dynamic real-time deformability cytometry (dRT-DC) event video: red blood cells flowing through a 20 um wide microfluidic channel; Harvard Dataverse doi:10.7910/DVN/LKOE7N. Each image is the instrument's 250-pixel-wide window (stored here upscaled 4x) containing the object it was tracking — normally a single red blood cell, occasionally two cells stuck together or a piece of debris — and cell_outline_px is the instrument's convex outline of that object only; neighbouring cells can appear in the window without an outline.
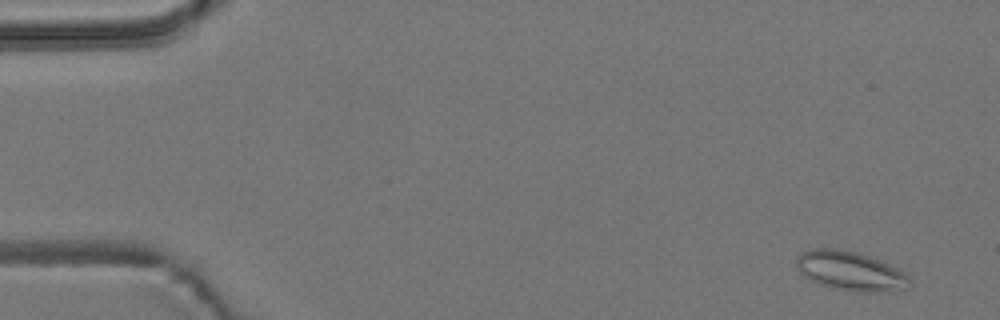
{"species": "common noctule bat (a hibernating species)", "species_latin": "Nyctalus noctula", "temperature_condition": "room temperature", "stored_images_in_passage": 57, "camera_frame_rate_fps": 3000, "um_per_image_px": 0.085, "animal": {"sex": "male", "body_mass_g": 19.2, "forearm_length_mm": 51.8}, "frame": {"image": 1, "passage_image": 4, "time_ms": 1.0, "image_size_px": [1000, 320], "cell_outline_px": [[912, 284], [884, 292], [868, 292], [836, 288], [820, 284], [804, 276], [796, 268], [796, 256], [800, 252], [812, 248], [832, 248], [856, 252], [868, 256], [888, 264], [896, 268], [908, 276], [912, 280]], "centroid_in_image_um": [72.22, 23.01], "position_along_channel_um": 12.8, "area_um2": 25.43}}
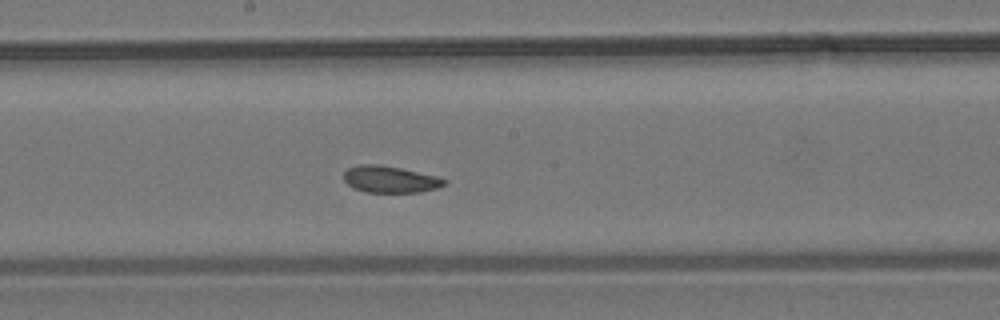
{"frame": {"image": 2, "passage_image": 31, "time_ms": 10.0, "image_size_px": [1000, 320], "cell_outline_px": [[448, 180], [444, 184], [436, 188], [420, 192], [368, 192], [356, 188], [348, 184], [344, 180], [344, 172], [348, 168], [360, 164], [380, 164], [400, 168], [436, 176]], "centroid_in_image_um": [33.15, 15.23], "position_along_channel_um": 215.1, "area_um2": 15.43}}
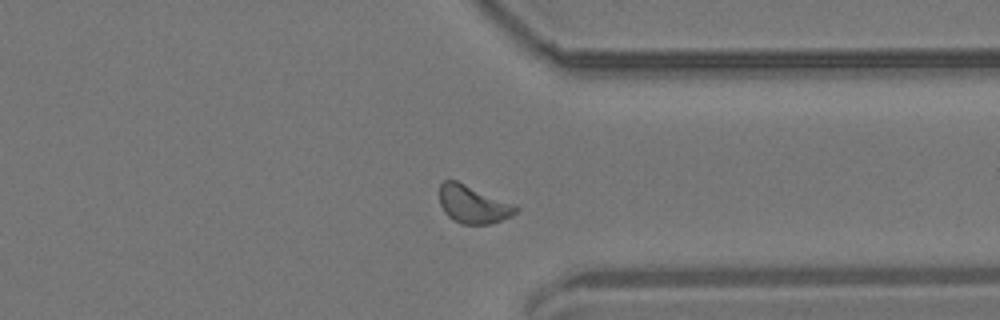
{"frame": {"image": 3, "passage_image": 44, "time_ms": 14.333, "image_size_px": [1000, 320], "cell_outline_px": [[520, 208], [512, 216], [488, 224], [460, 224], [448, 216], [444, 212], [440, 204], [440, 184], [444, 180], [456, 180], [516, 204]], "centroid_in_image_um": [40.23, 17.36], "position_along_channel_um": 371.2, "area_um2": 16.94}, "authors_computed_cell_mechanics": {"area_um2": 16.473, "velocity_mm_per_s": 3.6587, "shape_relaxation_time_tau1_ms": null, "shape_relaxation_time_tau2_ms": 5.3872, "deformation_change_tau1": null, "deformation_change_tau2": 0.0917}}